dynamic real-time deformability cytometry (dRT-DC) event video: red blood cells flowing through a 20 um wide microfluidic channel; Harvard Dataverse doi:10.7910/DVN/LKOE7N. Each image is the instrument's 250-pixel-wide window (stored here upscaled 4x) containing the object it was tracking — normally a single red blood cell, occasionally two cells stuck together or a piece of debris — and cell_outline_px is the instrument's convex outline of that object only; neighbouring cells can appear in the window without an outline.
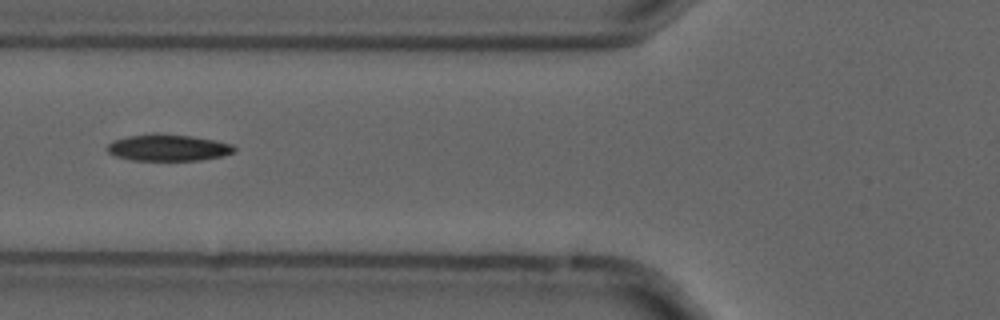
{"species": "common noctule bat (a hibernating species)", "species_latin": "Nyctalus noctula", "temperature_condition": "cold", "stored_images_in_passage": 6, "camera_frame_rate_fps": 3000, "um_per_image_px": 0.085, "animal": {"sex": "male", "forearm_length_mm": 52.5}, "frame": {"image": 1, "passage_image": 6, "time_ms": 1.667, "image_size_px": [1000, 320], "cell_outline_px": [[236, 152], [220, 156], [200, 160], [132, 160], [116, 156], [108, 152], [108, 144], [112, 140], [128, 136], [156, 132], [192, 136], [216, 140], [232, 144], [236, 148]], "centroid_in_image_um": [14.3, 12.53], "position_along_channel_um": 111.5, "area_um2": 19.83}}